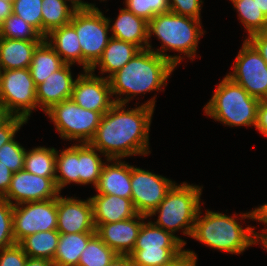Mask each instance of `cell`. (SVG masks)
<instances>
[{
	"mask_svg": "<svg viewBox=\"0 0 267 266\" xmlns=\"http://www.w3.org/2000/svg\"><path fill=\"white\" fill-rule=\"evenodd\" d=\"M156 95L141 106L126 109L115 103L102 115L89 144L108 159L148 155L149 131L155 110Z\"/></svg>",
	"mask_w": 267,
	"mask_h": 266,
	"instance_id": "cell-1",
	"label": "cell"
},
{
	"mask_svg": "<svg viewBox=\"0 0 267 266\" xmlns=\"http://www.w3.org/2000/svg\"><path fill=\"white\" fill-rule=\"evenodd\" d=\"M175 68L172 62L152 50H140L109 78L115 103L129 104L139 94L163 91Z\"/></svg>",
	"mask_w": 267,
	"mask_h": 266,
	"instance_id": "cell-2",
	"label": "cell"
},
{
	"mask_svg": "<svg viewBox=\"0 0 267 266\" xmlns=\"http://www.w3.org/2000/svg\"><path fill=\"white\" fill-rule=\"evenodd\" d=\"M201 211L200 208L194 223L191 238L204 243V245L214 250L217 249L236 255L243 253L248 247L256 245L257 232L255 231V227L248 226L242 228V225L238 221L241 219H252V221L256 220L258 222V207L250 210V212L241 214L234 213L232 216L210 211L209 209L202 216Z\"/></svg>",
	"mask_w": 267,
	"mask_h": 266,
	"instance_id": "cell-3",
	"label": "cell"
},
{
	"mask_svg": "<svg viewBox=\"0 0 267 266\" xmlns=\"http://www.w3.org/2000/svg\"><path fill=\"white\" fill-rule=\"evenodd\" d=\"M206 31L202 28L201 20L181 16L173 12L156 15L148 22V45L147 49L159 54L172 62L176 67L181 63L184 56L190 60L196 58L199 39ZM157 37L161 41V47L152 48L151 37ZM175 51L180 55H167V51ZM183 53L184 56H181Z\"/></svg>",
	"mask_w": 267,
	"mask_h": 266,
	"instance_id": "cell-4",
	"label": "cell"
},
{
	"mask_svg": "<svg viewBox=\"0 0 267 266\" xmlns=\"http://www.w3.org/2000/svg\"><path fill=\"white\" fill-rule=\"evenodd\" d=\"M203 187L183 182L175 183L167 192L159 206L147 217L158 215L154 225L175 236L184 246L186 241L175 235L182 229L185 236L191 237L197 214L201 208Z\"/></svg>",
	"mask_w": 267,
	"mask_h": 266,
	"instance_id": "cell-5",
	"label": "cell"
},
{
	"mask_svg": "<svg viewBox=\"0 0 267 266\" xmlns=\"http://www.w3.org/2000/svg\"><path fill=\"white\" fill-rule=\"evenodd\" d=\"M259 103V99L252 97L242 86L225 76L217 84L212 98L203 110L204 114L226 126L255 128Z\"/></svg>",
	"mask_w": 267,
	"mask_h": 266,
	"instance_id": "cell-6",
	"label": "cell"
},
{
	"mask_svg": "<svg viewBox=\"0 0 267 266\" xmlns=\"http://www.w3.org/2000/svg\"><path fill=\"white\" fill-rule=\"evenodd\" d=\"M185 252L184 245L171 233L144 221L133 251L134 266H168Z\"/></svg>",
	"mask_w": 267,
	"mask_h": 266,
	"instance_id": "cell-7",
	"label": "cell"
},
{
	"mask_svg": "<svg viewBox=\"0 0 267 266\" xmlns=\"http://www.w3.org/2000/svg\"><path fill=\"white\" fill-rule=\"evenodd\" d=\"M70 24L74 27L82 50L83 71H89L100 59L111 36L107 17L98 7L79 9Z\"/></svg>",
	"mask_w": 267,
	"mask_h": 266,
	"instance_id": "cell-8",
	"label": "cell"
},
{
	"mask_svg": "<svg viewBox=\"0 0 267 266\" xmlns=\"http://www.w3.org/2000/svg\"><path fill=\"white\" fill-rule=\"evenodd\" d=\"M45 114L62 140H76L78 144L91 141L102 118L100 112L84 109L72 99L53 105Z\"/></svg>",
	"mask_w": 267,
	"mask_h": 266,
	"instance_id": "cell-9",
	"label": "cell"
},
{
	"mask_svg": "<svg viewBox=\"0 0 267 266\" xmlns=\"http://www.w3.org/2000/svg\"><path fill=\"white\" fill-rule=\"evenodd\" d=\"M0 104L27 122L38 107L36 85L29 68L0 70Z\"/></svg>",
	"mask_w": 267,
	"mask_h": 266,
	"instance_id": "cell-10",
	"label": "cell"
},
{
	"mask_svg": "<svg viewBox=\"0 0 267 266\" xmlns=\"http://www.w3.org/2000/svg\"><path fill=\"white\" fill-rule=\"evenodd\" d=\"M232 69L226 76L242 86L252 97L260 101L267 100V63L246 39Z\"/></svg>",
	"mask_w": 267,
	"mask_h": 266,
	"instance_id": "cell-11",
	"label": "cell"
},
{
	"mask_svg": "<svg viewBox=\"0 0 267 266\" xmlns=\"http://www.w3.org/2000/svg\"><path fill=\"white\" fill-rule=\"evenodd\" d=\"M13 235L16 243L41 231L57 229V198L13 205Z\"/></svg>",
	"mask_w": 267,
	"mask_h": 266,
	"instance_id": "cell-12",
	"label": "cell"
},
{
	"mask_svg": "<svg viewBox=\"0 0 267 266\" xmlns=\"http://www.w3.org/2000/svg\"><path fill=\"white\" fill-rule=\"evenodd\" d=\"M174 184L169 178L131 165V200L138 214L148 216Z\"/></svg>",
	"mask_w": 267,
	"mask_h": 266,
	"instance_id": "cell-13",
	"label": "cell"
},
{
	"mask_svg": "<svg viewBox=\"0 0 267 266\" xmlns=\"http://www.w3.org/2000/svg\"><path fill=\"white\" fill-rule=\"evenodd\" d=\"M71 99L80 107L102 115L115 104L109 79L96 76L90 70L77 75Z\"/></svg>",
	"mask_w": 267,
	"mask_h": 266,
	"instance_id": "cell-14",
	"label": "cell"
},
{
	"mask_svg": "<svg viewBox=\"0 0 267 266\" xmlns=\"http://www.w3.org/2000/svg\"><path fill=\"white\" fill-rule=\"evenodd\" d=\"M61 194L49 177L38 176L24 169L13 173L7 193L2 197L11 205L45 201Z\"/></svg>",
	"mask_w": 267,
	"mask_h": 266,
	"instance_id": "cell-15",
	"label": "cell"
},
{
	"mask_svg": "<svg viewBox=\"0 0 267 266\" xmlns=\"http://www.w3.org/2000/svg\"><path fill=\"white\" fill-rule=\"evenodd\" d=\"M60 234L96 232L90 198L57 197V229Z\"/></svg>",
	"mask_w": 267,
	"mask_h": 266,
	"instance_id": "cell-16",
	"label": "cell"
},
{
	"mask_svg": "<svg viewBox=\"0 0 267 266\" xmlns=\"http://www.w3.org/2000/svg\"><path fill=\"white\" fill-rule=\"evenodd\" d=\"M147 216H136L113 223L100 224L96 234L118 255H129L135 246L138 233Z\"/></svg>",
	"mask_w": 267,
	"mask_h": 266,
	"instance_id": "cell-17",
	"label": "cell"
},
{
	"mask_svg": "<svg viewBox=\"0 0 267 266\" xmlns=\"http://www.w3.org/2000/svg\"><path fill=\"white\" fill-rule=\"evenodd\" d=\"M70 64H64L59 70L54 71L44 82L36 86V99L38 107L48 111L53 105L71 99L73 79Z\"/></svg>",
	"mask_w": 267,
	"mask_h": 266,
	"instance_id": "cell-18",
	"label": "cell"
},
{
	"mask_svg": "<svg viewBox=\"0 0 267 266\" xmlns=\"http://www.w3.org/2000/svg\"><path fill=\"white\" fill-rule=\"evenodd\" d=\"M105 161L95 187L97 194L131 199V165L122 159L105 158Z\"/></svg>",
	"mask_w": 267,
	"mask_h": 266,
	"instance_id": "cell-19",
	"label": "cell"
},
{
	"mask_svg": "<svg viewBox=\"0 0 267 266\" xmlns=\"http://www.w3.org/2000/svg\"><path fill=\"white\" fill-rule=\"evenodd\" d=\"M89 198L93 206L95 228L100 224L130 219L138 214L129 198L108 194H96Z\"/></svg>",
	"mask_w": 267,
	"mask_h": 266,
	"instance_id": "cell-20",
	"label": "cell"
},
{
	"mask_svg": "<svg viewBox=\"0 0 267 266\" xmlns=\"http://www.w3.org/2000/svg\"><path fill=\"white\" fill-rule=\"evenodd\" d=\"M111 37L137 45L141 50L148 45V21L136 16L126 7L121 8L115 22L107 17Z\"/></svg>",
	"mask_w": 267,
	"mask_h": 266,
	"instance_id": "cell-21",
	"label": "cell"
},
{
	"mask_svg": "<svg viewBox=\"0 0 267 266\" xmlns=\"http://www.w3.org/2000/svg\"><path fill=\"white\" fill-rule=\"evenodd\" d=\"M42 41L0 37V70L29 68L34 50Z\"/></svg>",
	"mask_w": 267,
	"mask_h": 266,
	"instance_id": "cell-22",
	"label": "cell"
},
{
	"mask_svg": "<svg viewBox=\"0 0 267 266\" xmlns=\"http://www.w3.org/2000/svg\"><path fill=\"white\" fill-rule=\"evenodd\" d=\"M141 49L132 43L125 42L114 37L108 42L102 56L97 63L90 69L92 73L95 72L96 67H99L100 74L105 73V77L109 79L114 73L119 71L126 63H128Z\"/></svg>",
	"mask_w": 267,
	"mask_h": 266,
	"instance_id": "cell-23",
	"label": "cell"
},
{
	"mask_svg": "<svg viewBox=\"0 0 267 266\" xmlns=\"http://www.w3.org/2000/svg\"><path fill=\"white\" fill-rule=\"evenodd\" d=\"M44 39L65 64L82 66V50L74 27L68 23L51 30Z\"/></svg>",
	"mask_w": 267,
	"mask_h": 266,
	"instance_id": "cell-24",
	"label": "cell"
},
{
	"mask_svg": "<svg viewBox=\"0 0 267 266\" xmlns=\"http://www.w3.org/2000/svg\"><path fill=\"white\" fill-rule=\"evenodd\" d=\"M96 232L60 234L53 264L78 266L79 258Z\"/></svg>",
	"mask_w": 267,
	"mask_h": 266,
	"instance_id": "cell-25",
	"label": "cell"
},
{
	"mask_svg": "<svg viewBox=\"0 0 267 266\" xmlns=\"http://www.w3.org/2000/svg\"><path fill=\"white\" fill-rule=\"evenodd\" d=\"M64 64L62 58L44 39L34 50L29 66L35 85L44 82L47 77L59 70Z\"/></svg>",
	"mask_w": 267,
	"mask_h": 266,
	"instance_id": "cell-26",
	"label": "cell"
},
{
	"mask_svg": "<svg viewBox=\"0 0 267 266\" xmlns=\"http://www.w3.org/2000/svg\"><path fill=\"white\" fill-rule=\"evenodd\" d=\"M75 183L79 185V144L59 151L56 149V175L55 184L61 193L66 185Z\"/></svg>",
	"mask_w": 267,
	"mask_h": 266,
	"instance_id": "cell-27",
	"label": "cell"
},
{
	"mask_svg": "<svg viewBox=\"0 0 267 266\" xmlns=\"http://www.w3.org/2000/svg\"><path fill=\"white\" fill-rule=\"evenodd\" d=\"M60 233L57 230L41 231L25 237L19 245L32 258H45L53 262Z\"/></svg>",
	"mask_w": 267,
	"mask_h": 266,
	"instance_id": "cell-28",
	"label": "cell"
},
{
	"mask_svg": "<svg viewBox=\"0 0 267 266\" xmlns=\"http://www.w3.org/2000/svg\"><path fill=\"white\" fill-rule=\"evenodd\" d=\"M23 169L38 176L49 177L55 182L56 149L38 146L26 150Z\"/></svg>",
	"mask_w": 267,
	"mask_h": 266,
	"instance_id": "cell-29",
	"label": "cell"
},
{
	"mask_svg": "<svg viewBox=\"0 0 267 266\" xmlns=\"http://www.w3.org/2000/svg\"><path fill=\"white\" fill-rule=\"evenodd\" d=\"M42 36L51 30L70 23L77 10L66 0H42Z\"/></svg>",
	"mask_w": 267,
	"mask_h": 266,
	"instance_id": "cell-30",
	"label": "cell"
},
{
	"mask_svg": "<svg viewBox=\"0 0 267 266\" xmlns=\"http://www.w3.org/2000/svg\"><path fill=\"white\" fill-rule=\"evenodd\" d=\"M98 152V153H97ZM101 152L89 143L79 144V185L97 186L101 170L105 164Z\"/></svg>",
	"mask_w": 267,
	"mask_h": 266,
	"instance_id": "cell-31",
	"label": "cell"
},
{
	"mask_svg": "<svg viewBox=\"0 0 267 266\" xmlns=\"http://www.w3.org/2000/svg\"><path fill=\"white\" fill-rule=\"evenodd\" d=\"M238 12V19L248 35L267 30V18L256 4L255 0H229Z\"/></svg>",
	"mask_w": 267,
	"mask_h": 266,
	"instance_id": "cell-32",
	"label": "cell"
},
{
	"mask_svg": "<svg viewBox=\"0 0 267 266\" xmlns=\"http://www.w3.org/2000/svg\"><path fill=\"white\" fill-rule=\"evenodd\" d=\"M117 255L95 234L82 252L78 266H108Z\"/></svg>",
	"mask_w": 267,
	"mask_h": 266,
	"instance_id": "cell-33",
	"label": "cell"
},
{
	"mask_svg": "<svg viewBox=\"0 0 267 266\" xmlns=\"http://www.w3.org/2000/svg\"><path fill=\"white\" fill-rule=\"evenodd\" d=\"M0 37L17 40H44V37L33 26L13 13L0 25Z\"/></svg>",
	"mask_w": 267,
	"mask_h": 266,
	"instance_id": "cell-34",
	"label": "cell"
},
{
	"mask_svg": "<svg viewBox=\"0 0 267 266\" xmlns=\"http://www.w3.org/2000/svg\"><path fill=\"white\" fill-rule=\"evenodd\" d=\"M42 0H14L13 14L18 15L42 35Z\"/></svg>",
	"mask_w": 267,
	"mask_h": 266,
	"instance_id": "cell-35",
	"label": "cell"
},
{
	"mask_svg": "<svg viewBox=\"0 0 267 266\" xmlns=\"http://www.w3.org/2000/svg\"><path fill=\"white\" fill-rule=\"evenodd\" d=\"M124 2L129 11L148 22L158 14L170 12L169 0H125Z\"/></svg>",
	"mask_w": 267,
	"mask_h": 266,
	"instance_id": "cell-36",
	"label": "cell"
},
{
	"mask_svg": "<svg viewBox=\"0 0 267 266\" xmlns=\"http://www.w3.org/2000/svg\"><path fill=\"white\" fill-rule=\"evenodd\" d=\"M25 153L26 149L14 138L0 147V162L16 173L24 168Z\"/></svg>",
	"mask_w": 267,
	"mask_h": 266,
	"instance_id": "cell-37",
	"label": "cell"
},
{
	"mask_svg": "<svg viewBox=\"0 0 267 266\" xmlns=\"http://www.w3.org/2000/svg\"><path fill=\"white\" fill-rule=\"evenodd\" d=\"M12 223L13 205L0 198V250L16 244Z\"/></svg>",
	"mask_w": 267,
	"mask_h": 266,
	"instance_id": "cell-38",
	"label": "cell"
},
{
	"mask_svg": "<svg viewBox=\"0 0 267 266\" xmlns=\"http://www.w3.org/2000/svg\"><path fill=\"white\" fill-rule=\"evenodd\" d=\"M203 0H169L170 11L194 19L201 20Z\"/></svg>",
	"mask_w": 267,
	"mask_h": 266,
	"instance_id": "cell-39",
	"label": "cell"
},
{
	"mask_svg": "<svg viewBox=\"0 0 267 266\" xmlns=\"http://www.w3.org/2000/svg\"><path fill=\"white\" fill-rule=\"evenodd\" d=\"M27 255L18 244L0 250V266H24Z\"/></svg>",
	"mask_w": 267,
	"mask_h": 266,
	"instance_id": "cell-40",
	"label": "cell"
},
{
	"mask_svg": "<svg viewBox=\"0 0 267 266\" xmlns=\"http://www.w3.org/2000/svg\"><path fill=\"white\" fill-rule=\"evenodd\" d=\"M28 123L25 119L13 116L4 126L0 128V147L15 138L21 127Z\"/></svg>",
	"mask_w": 267,
	"mask_h": 266,
	"instance_id": "cell-41",
	"label": "cell"
},
{
	"mask_svg": "<svg viewBox=\"0 0 267 266\" xmlns=\"http://www.w3.org/2000/svg\"><path fill=\"white\" fill-rule=\"evenodd\" d=\"M267 63V30L257 32L245 38Z\"/></svg>",
	"mask_w": 267,
	"mask_h": 266,
	"instance_id": "cell-42",
	"label": "cell"
},
{
	"mask_svg": "<svg viewBox=\"0 0 267 266\" xmlns=\"http://www.w3.org/2000/svg\"><path fill=\"white\" fill-rule=\"evenodd\" d=\"M259 133L267 137V100H261L258 106L256 127Z\"/></svg>",
	"mask_w": 267,
	"mask_h": 266,
	"instance_id": "cell-43",
	"label": "cell"
},
{
	"mask_svg": "<svg viewBox=\"0 0 267 266\" xmlns=\"http://www.w3.org/2000/svg\"><path fill=\"white\" fill-rule=\"evenodd\" d=\"M13 172L0 162V198L8 191Z\"/></svg>",
	"mask_w": 267,
	"mask_h": 266,
	"instance_id": "cell-44",
	"label": "cell"
},
{
	"mask_svg": "<svg viewBox=\"0 0 267 266\" xmlns=\"http://www.w3.org/2000/svg\"><path fill=\"white\" fill-rule=\"evenodd\" d=\"M197 259L193 250L185 249V252L168 266H196Z\"/></svg>",
	"mask_w": 267,
	"mask_h": 266,
	"instance_id": "cell-45",
	"label": "cell"
},
{
	"mask_svg": "<svg viewBox=\"0 0 267 266\" xmlns=\"http://www.w3.org/2000/svg\"><path fill=\"white\" fill-rule=\"evenodd\" d=\"M13 13L12 2L0 0V25Z\"/></svg>",
	"mask_w": 267,
	"mask_h": 266,
	"instance_id": "cell-46",
	"label": "cell"
},
{
	"mask_svg": "<svg viewBox=\"0 0 267 266\" xmlns=\"http://www.w3.org/2000/svg\"><path fill=\"white\" fill-rule=\"evenodd\" d=\"M108 266H134L129 255H117Z\"/></svg>",
	"mask_w": 267,
	"mask_h": 266,
	"instance_id": "cell-47",
	"label": "cell"
},
{
	"mask_svg": "<svg viewBox=\"0 0 267 266\" xmlns=\"http://www.w3.org/2000/svg\"><path fill=\"white\" fill-rule=\"evenodd\" d=\"M53 262L45 258L27 257L24 266H50Z\"/></svg>",
	"mask_w": 267,
	"mask_h": 266,
	"instance_id": "cell-48",
	"label": "cell"
},
{
	"mask_svg": "<svg viewBox=\"0 0 267 266\" xmlns=\"http://www.w3.org/2000/svg\"><path fill=\"white\" fill-rule=\"evenodd\" d=\"M67 2H70V4L75 7L77 10L79 9H89L96 7L95 3H88L84 2V0H66Z\"/></svg>",
	"mask_w": 267,
	"mask_h": 266,
	"instance_id": "cell-49",
	"label": "cell"
},
{
	"mask_svg": "<svg viewBox=\"0 0 267 266\" xmlns=\"http://www.w3.org/2000/svg\"><path fill=\"white\" fill-rule=\"evenodd\" d=\"M13 115L3 106L0 104V128L4 126Z\"/></svg>",
	"mask_w": 267,
	"mask_h": 266,
	"instance_id": "cell-50",
	"label": "cell"
},
{
	"mask_svg": "<svg viewBox=\"0 0 267 266\" xmlns=\"http://www.w3.org/2000/svg\"><path fill=\"white\" fill-rule=\"evenodd\" d=\"M257 245H263L262 248L267 251V228L261 229V233L257 232Z\"/></svg>",
	"mask_w": 267,
	"mask_h": 266,
	"instance_id": "cell-51",
	"label": "cell"
},
{
	"mask_svg": "<svg viewBox=\"0 0 267 266\" xmlns=\"http://www.w3.org/2000/svg\"><path fill=\"white\" fill-rule=\"evenodd\" d=\"M259 211V221L260 223H263L267 228V203L260 205L258 207Z\"/></svg>",
	"mask_w": 267,
	"mask_h": 266,
	"instance_id": "cell-52",
	"label": "cell"
},
{
	"mask_svg": "<svg viewBox=\"0 0 267 266\" xmlns=\"http://www.w3.org/2000/svg\"><path fill=\"white\" fill-rule=\"evenodd\" d=\"M255 2L267 18V0H255Z\"/></svg>",
	"mask_w": 267,
	"mask_h": 266,
	"instance_id": "cell-53",
	"label": "cell"
}]
</instances>
